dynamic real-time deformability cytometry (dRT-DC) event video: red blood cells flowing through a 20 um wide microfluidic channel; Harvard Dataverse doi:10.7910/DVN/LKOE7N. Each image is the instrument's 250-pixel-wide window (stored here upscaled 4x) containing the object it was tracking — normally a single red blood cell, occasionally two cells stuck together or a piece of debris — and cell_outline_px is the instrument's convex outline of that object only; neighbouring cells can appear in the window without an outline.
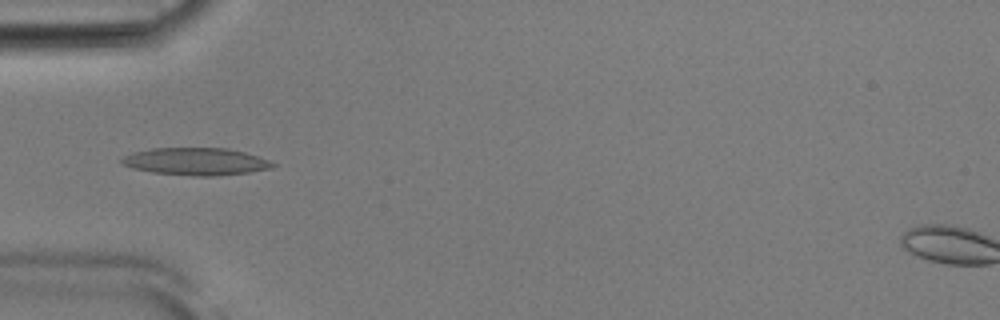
{"species": "Egyptian fruit bat (a non-hibernating species)", "species_latin": "Rousettus aegyptiacus", "temperature_condition": "room temperature", "stored_images_in_passage": 51, "camera_frame_rate_fps": 3000, "um_per_image_px": 0.085, "animal": {"sex": "male"}, "frame": {"image": 1, "passage_image": 16, "time_ms": 5.0, "image_size_px": [1000, 320], "cell_outline_px": [[276, 164], [272, 168], [248, 172], [212, 176], [196, 176], [152, 172], [132, 168], [120, 164], [120, 160], [124, 156], [132, 152], [152, 148], [228, 148], [244, 152], [268, 160]], "centroid_in_image_um": [16.6, 13.72], "position_along_channel_um": 68.4, "area_um2": 23.99}}
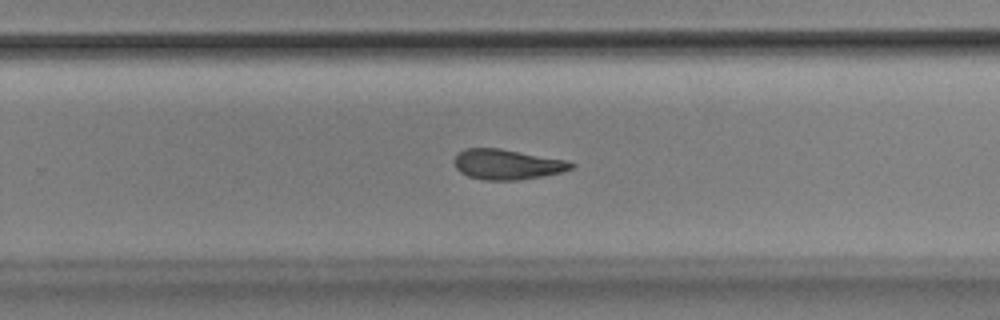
{"frame": {"image": 2, "passage_image": 33, "time_ms": 10.667, "image_size_px": [1000, 320], "cell_outline_px": [[576, 164], [572, 168], [560, 172], [544, 176], [516, 180], [484, 180], [468, 176], [460, 172], [456, 168], [452, 160], [464, 148], [500, 148], [568, 160]], "centroid_in_image_um": [43.1, 13.97], "position_along_channel_um": 286.7, "area_um2": 20.69}}
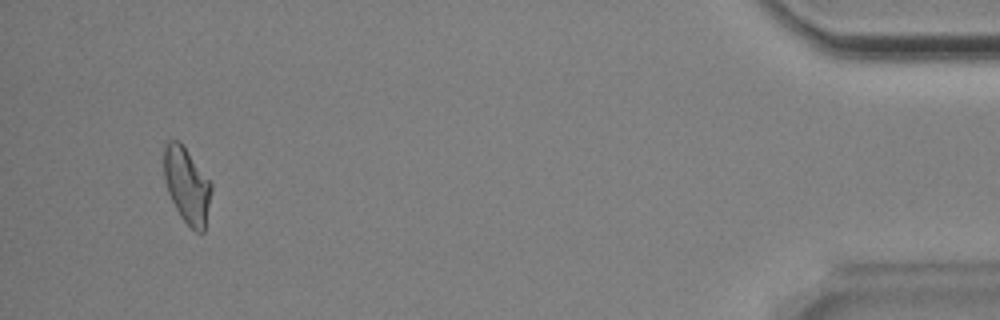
{"frame": {"image": 3, "passage_image": 49, "time_ms": 16.0, "image_size_px": [1000, 320], "cell_outline_px": [[212, 188], [204, 232], [196, 232], [180, 216], [168, 192], [164, 180], [164, 144], [168, 140], [180, 140], [212, 184]], "centroid_in_image_um": [15.87, 15.72], "position_along_channel_um": 419.3, "area_um2": 20.81}, "authors_computed_cell_mechanics": {"area_um2": 21.097, "velocity_mm_per_s": 3.8602, "shape_relaxation_time_tau1_ms": null, "shape_relaxation_time_tau2_ms": 3.3862, "deformation_change_tau1": null, "deformation_change_tau2": 0.1186}}